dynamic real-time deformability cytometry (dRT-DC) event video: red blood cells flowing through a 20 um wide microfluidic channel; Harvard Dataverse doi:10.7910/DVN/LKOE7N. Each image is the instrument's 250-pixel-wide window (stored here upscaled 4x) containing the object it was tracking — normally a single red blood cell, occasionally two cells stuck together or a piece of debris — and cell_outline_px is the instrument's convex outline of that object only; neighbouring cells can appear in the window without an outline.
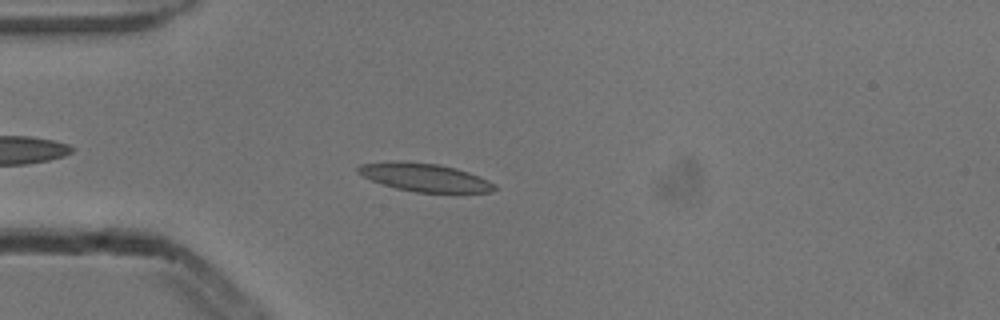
{"species": "common noctule bat (a hibernating species)", "species_latin": "Nyctalus noctula", "temperature_condition": "cold", "stored_images_in_passage": 6, "camera_frame_rate_fps": 3000, "um_per_image_px": 0.085, "animal": {"sex": "male", "body_mass_g": 13.3}, "frame": {"image": 1, "passage_image": 5, "time_ms": 1.333, "image_size_px": [1000, 320], "cell_outline_px": [[496, 188], [492, 192], [416, 192], [396, 188], [380, 184], [356, 172], [356, 168], [360, 164], [392, 160], [400, 160], [440, 164], [456, 168], [480, 176], [496, 184]], "centroid_in_image_um": [36.06, 15.06], "position_along_channel_um": 48.9, "area_um2": 22.6}}